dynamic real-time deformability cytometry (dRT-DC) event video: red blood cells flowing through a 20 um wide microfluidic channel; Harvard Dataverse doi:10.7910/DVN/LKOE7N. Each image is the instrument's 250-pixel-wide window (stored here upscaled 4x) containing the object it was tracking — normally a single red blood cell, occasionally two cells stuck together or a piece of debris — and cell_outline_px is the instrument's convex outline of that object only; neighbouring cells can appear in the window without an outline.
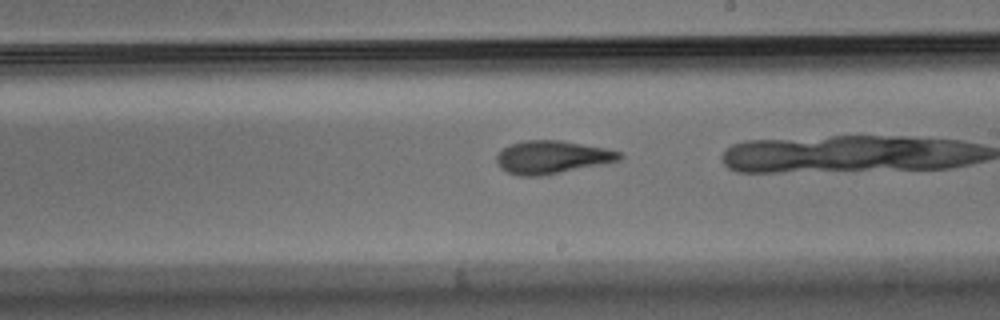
{"species": "Egyptian fruit bat (a non-hibernating species)", "species_latin": "Rousettus aegyptiacus", "temperature_condition": "warm", "stored_images_in_passage": 24, "camera_frame_rate_fps": 3000, "um_per_image_px": 0.085, "animal": {"sex": "male"}, "frame": {"image": 1, "passage_image": 14, "time_ms": 4.333, "image_size_px": [1000, 320], "cell_outline_px": [[624, 156], [620, 160], [604, 164], [540, 176], [520, 176], [508, 172], [500, 168], [496, 164], [496, 156], [504, 148], [512, 144], [524, 140], [560, 140], [608, 148], [620, 152]], "centroid_in_image_um": [46.94, 13.36], "position_along_channel_um": 242.1, "area_um2": 23.7}}
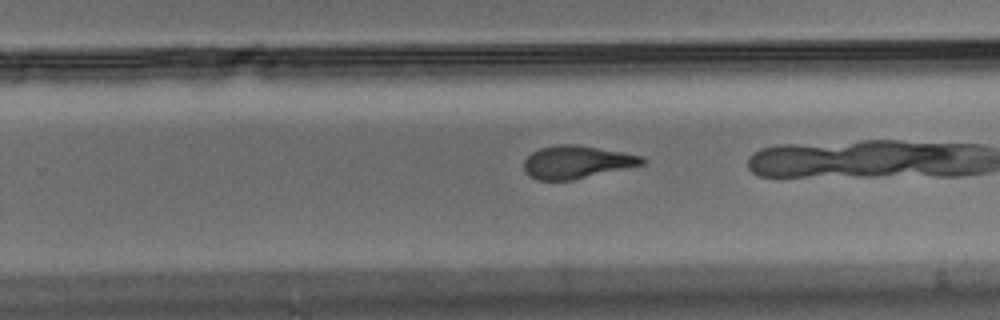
{"frame": {"image": 2, "passage_image": 17, "time_ms": 5.333, "image_size_px": [1000, 320], "cell_outline_px": [[648, 160], [644, 164], [572, 180], [536, 180], [528, 176], [524, 172], [524, 160], [532, 152], [540, 148], [560, 144], [576, 144], [644, 156]], "centroid_in_image_um": [49.0, 13.78], "position_along_channel_um": 280.8, "area_um2": 22.6}}